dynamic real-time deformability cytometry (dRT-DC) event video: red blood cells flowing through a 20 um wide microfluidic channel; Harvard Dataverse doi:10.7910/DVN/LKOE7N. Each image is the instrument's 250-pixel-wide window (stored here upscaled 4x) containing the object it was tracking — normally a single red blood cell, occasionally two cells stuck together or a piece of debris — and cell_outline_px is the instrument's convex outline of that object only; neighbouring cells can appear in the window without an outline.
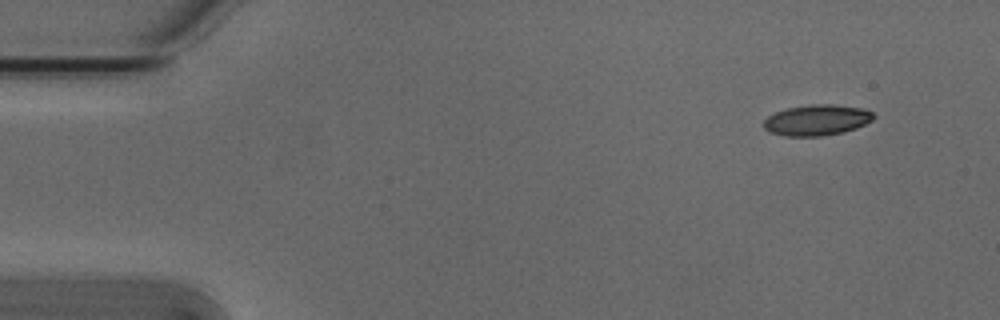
{"species": "Egyptian fruit bat (a non-hibernating species)", "species_latin": "Rousettus aegyptiacus", "temperature_condition": "cold", "stored_images_in_passage": 4, "camera_frame_rate_fps": 3000, "um_per_image_px": 0.085, "animal": {"sex": "male"}, "frame": {"image": 1, "passage_image": 4, "time_ms": 1.0, "image_size_px": [1000, 320], "cell_outline_px": [[876, 116], [872, 120], [856, 128], [844, 132], [820, 136], [784, 136], [768, 132], [764, 128], [764, 120], [768, 116], [776, 112], [788, 108], [808, 104], [836, 104], [860, 108], [872, 112]], "centroid_in_image_um": [69.42, 10.21], "position_along_channel_um": 15.6, "area_um2": 19.77}}